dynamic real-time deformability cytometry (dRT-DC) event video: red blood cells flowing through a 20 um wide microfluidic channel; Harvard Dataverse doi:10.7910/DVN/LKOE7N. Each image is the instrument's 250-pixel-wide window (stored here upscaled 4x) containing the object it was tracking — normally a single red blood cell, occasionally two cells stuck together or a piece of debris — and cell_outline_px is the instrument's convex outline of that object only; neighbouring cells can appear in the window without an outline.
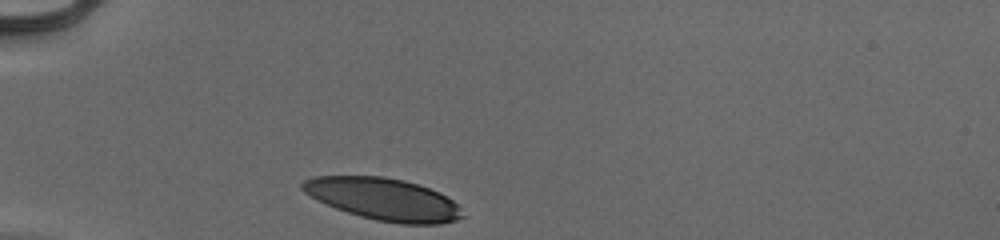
{"species": "human", "species_latin": "Homo sapiens", "temperature_condition": "cold", "stored_images_in_passage": 29, "camera_frame_rate_fps": 3000, "um_per_image_px": 0.085, "donor": {"sex": "male"}, "frame": {"image": 1, "passage_image": 1, "time_ms": 0.0, "image_size_px": [1000, 240], "cell_outline_px": [[464, 216], [456, 220], [440, 224], [400, 224], [376, 220], [360, 216], [336, 208], [304, 192], [300, 188], [300, 184], [304, 180], [316, 176], [384, 176], [404, 180], [440, 192], [452, 200], [460, 208]], "centroid_in_image_um": [32.61, 16.92], "position_along_channel_um": 52.4, "area_um2": 39.02}}
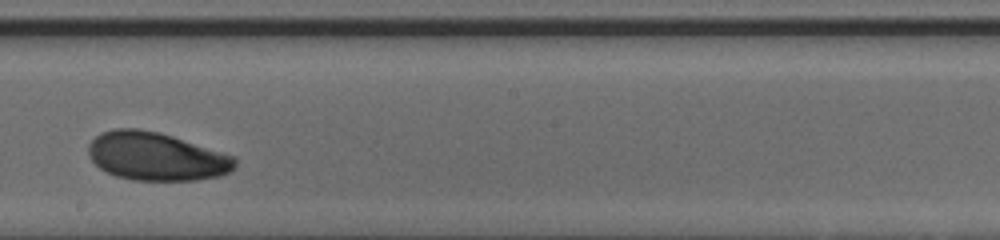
{"frame": {"image": 2, "passage_image": 17, "time_ms": 5.333, "image_size_px": [1000, 240], "cell_outline_px": [[236, 168], [232, 172], [220, 176], [196, 180], [132, 180], [116, 176], [100, 168], [88, 156], [88, 144], [100, 132], [112, 128], [136, 128], [160, 132], [236, 156]], "centroid_in_image_um": [13.3, 13.29], "position_along_channel_um": 234.9, "area_um2": 41.56}}
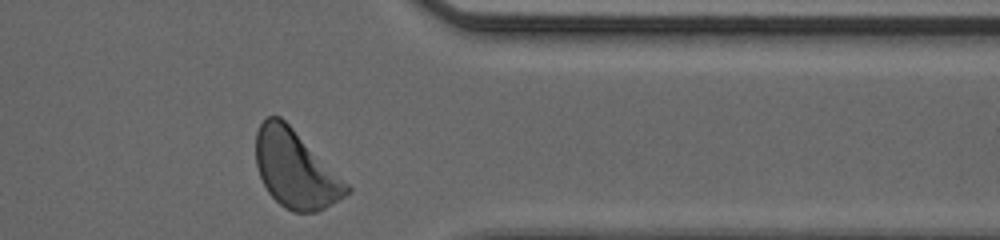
{"frame": {"image": 3, "passage_image": 29, "time_ms": 9.333, "image_size_px": [1000, 240], "cell_outline_px": [[352, 188], [344, 196], [332, 204], [316, 212], [292, 212], [284, 208], [268, 192], [260, 176], [256, 164], [256, 132], [260, 124], [268, 116], [280, 116]], "centroid_in_image_um": [25.09, 14.4], "position_along_channel_um": 386.3, "area_um2": 40.29}, "authors_computed_cell_mechanics": {"area_um2": 41.0958, "velocity_mm_per_s": 3.9161, "shape_relaxation_time_tau1_ms": 2.5219, "shape_relaxation_time_tau2_ms": null, "deformation_change_tau1": 0.1155, "deformation_change_tau2": null}}